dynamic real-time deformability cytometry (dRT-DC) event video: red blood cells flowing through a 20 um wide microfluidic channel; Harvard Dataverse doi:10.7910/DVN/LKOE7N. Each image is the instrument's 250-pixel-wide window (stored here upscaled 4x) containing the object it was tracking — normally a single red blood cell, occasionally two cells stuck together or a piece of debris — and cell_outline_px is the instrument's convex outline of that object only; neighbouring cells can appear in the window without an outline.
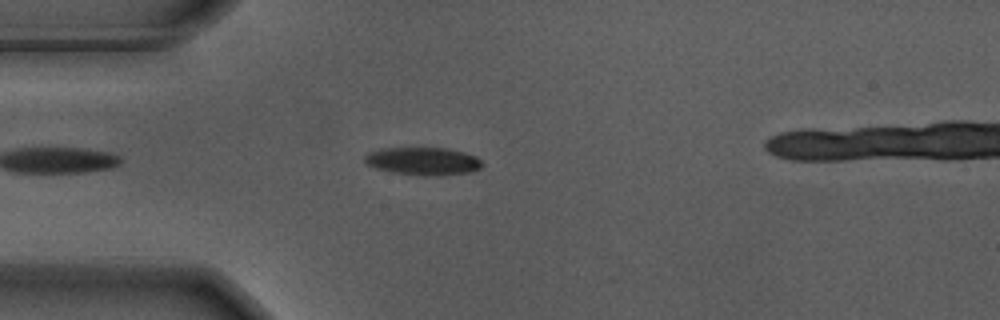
{"species": "Egyptian fruit bat (a non-hibernating species)", "species_latin": "Rousettus aegyptiacus", "temperature_condition": "warm", "stored_images_in_passage": 28, "camera_frame_rate_fps": 3000, "um_per_image_px": 0.085, "animal": {"sex": "male"}, "frame": {"image": 1, "passage_image": 6, "time_ms": 1.667, "image_size_px": [1000, 320], "cell_outline_px": [[484, 164], [480, 168], [472, 172], [440, 176], [424, 176], [392, 172], [376, 168], [368, 164], [364, 160], [364, 156], [368, 152], [380, 148], [444, 148], [464, 152], [476, 156]], "centroid_in_image_um": [35.98, 13.7], "position_along_channel_um": 49.0, "area_um2": 19.19}}
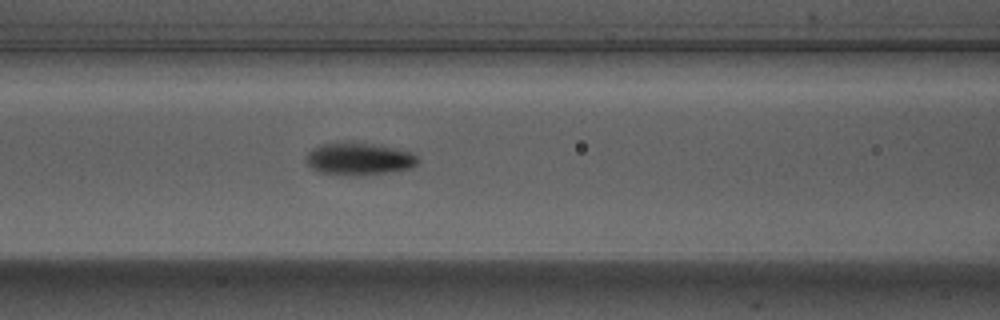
{"frame": {"image": 2, "passage_image": 14, "time_ms": 4.333, "image_size_px": [1000, 320], "cell_outline_px": [[420, 160], [412, 168], [388, 172], [360, 176], [352, 176], [320, 172], [312, 168], [308, 164], [304, 156], [312, 148], [324, 144], [344, 140], [372, 144], [412, 152]], "centroid_in_image_um": [30.49, 13.5], "position_along_channel_um": 136.1, "area_um2": 21.33}}
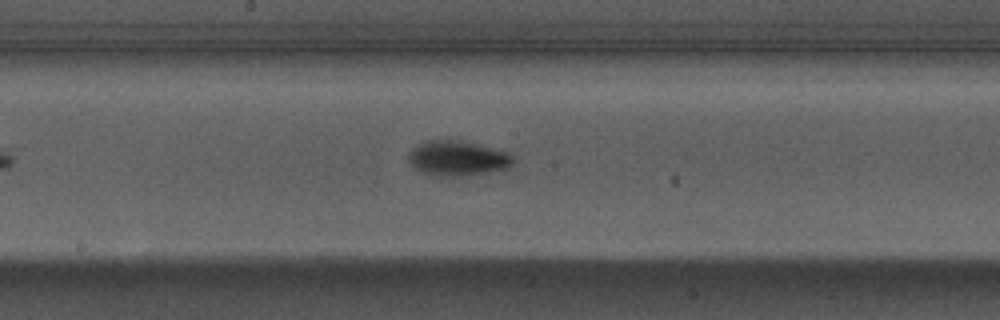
{"frame": {"image": 3, "passage_image": 20, "time_ms": 6.333, "image_size_px": [1000, 320], "cell_outline_px": [[516, 160], [508, 168], [460, 176], [428, 176], [416, 168], [408, 160], [408, 152], [412, 148], [428, 140], [456, 140], [508, 152]], "centroid_in_image_um": [38.86, 13.46], "position_along_channel_um": 209.3, "area_um2": 21.04}}